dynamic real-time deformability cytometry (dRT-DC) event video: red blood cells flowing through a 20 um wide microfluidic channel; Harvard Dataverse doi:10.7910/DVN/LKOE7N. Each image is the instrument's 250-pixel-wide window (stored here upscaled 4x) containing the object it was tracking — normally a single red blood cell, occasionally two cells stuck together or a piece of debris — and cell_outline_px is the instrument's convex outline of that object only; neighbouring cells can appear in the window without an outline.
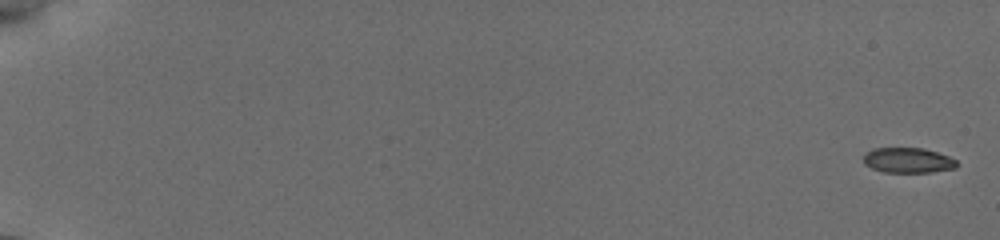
{"species": "common noctule bat (a hibernating species)", "species_latin": "Nyctalus noctula", "temperature_condition": "cold", "stored_images_in_passage": 49, "camera_frame_rate_fps": 3000, "um_per_image_px": 0.085, "animal": {"sex": "female", "body_mass_g": 19.5, "forearm_length_mm": 54.1}, "frame": {"image": 1, "passage_image": 1, "time_ms": 0.0, "image_size_px": [1000, 240], "cell_outline_px": [[956, 168], [932, 172], [884, 172], [872, 168], [864, 164], [864, 152], [872, 148], [924, 148], [948, 156], [956, 160]], "centroid_in_image_um": [77.15, 13.62], "position_along_channel_um": 7.9, "area_um2": 13.7}}
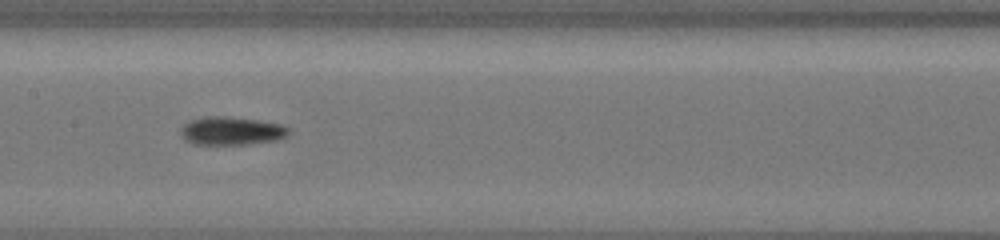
{"frame": {"image": 2, "passage_image": 27, "time_ms": 10.0, "image_size_px": [1000, 240], "cell_outline_px": [[288, 132], [284, 136], [276, 140], [248, 144], [196, 144], [184, 140], [180, 132], [180, 128], [188, 120], [204, 116], [224, 116], [260, 120], [280, 124], [288, 128]], "centroid_in_image_um": [19.6, 11.11], "position_along_channel_um": 187.8, "area_um2": 17.74}}
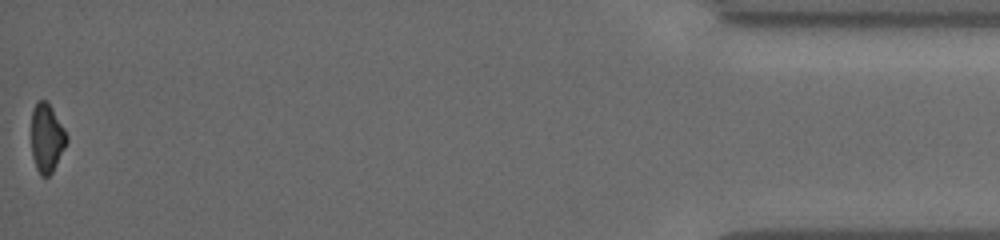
{"frame": {"image": 3, "passage_image": 49, "time_ms": 18.333, "image_size_px": [1000, 240], "cell_outline_px": [[68, 140], [52, 172], [48, 176], [40, 176], [36, 168], [32, 156], [32, 108], [36, 100], [44, 100], [52, 108], [64, 128], [68, 136]], "centroid_in_image_um": [3.97, 11.72], "position_along_channel_um": 431.2, "area_um2": 14.05}, "authors_computed_cell_mechanics": {"area_um2": 15.3748, "velocity_mm_per_s": 3.8556, "shape_relaxation_time_tau1_ms": 4.5536, "shape_relaxation_time_tau2_ms": 6.6153, "deformation_change_tau1": 0.1138, "deformation_change_tau2": 0.0942}}